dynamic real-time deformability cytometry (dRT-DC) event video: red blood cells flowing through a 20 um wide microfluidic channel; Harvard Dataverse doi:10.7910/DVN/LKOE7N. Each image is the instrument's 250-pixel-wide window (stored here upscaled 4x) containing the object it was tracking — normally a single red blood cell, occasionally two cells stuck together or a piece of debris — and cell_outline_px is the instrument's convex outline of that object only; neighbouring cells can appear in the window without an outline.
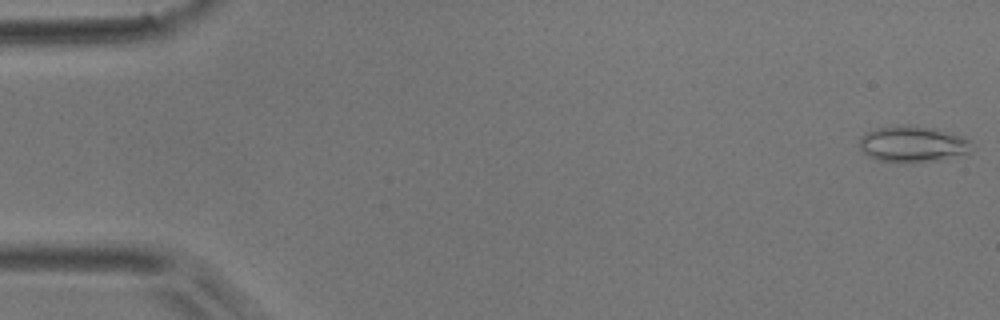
{"species": "common noctule bat (a hibernating species)", "species_latin": "Nyctalus noctula", "temperature_condition": "room temperature", "stored_images_in_passage": 54, "camera_frame_rate_fps": 3000, "um_per_image_px": 0.085, "animal": {"sex": "male", "body_mass_g": 17.9}, "frame": {"image": 1, "passage_image": 1, "time_ms": 0.0, "image_size_px": [1000, 320], "cell_outline_px": [[968, 152], [940, 160], [908, 164], [876, 160], [868, 156], [860, 148], [860, 136], [864, 132], [876, 128], [932, 128], [960, 136], [968, 140]], "centroid_in_image_um": [77.48, 12.31], "position_along_channel_um": 7.5, "area_um2": 22.77}}
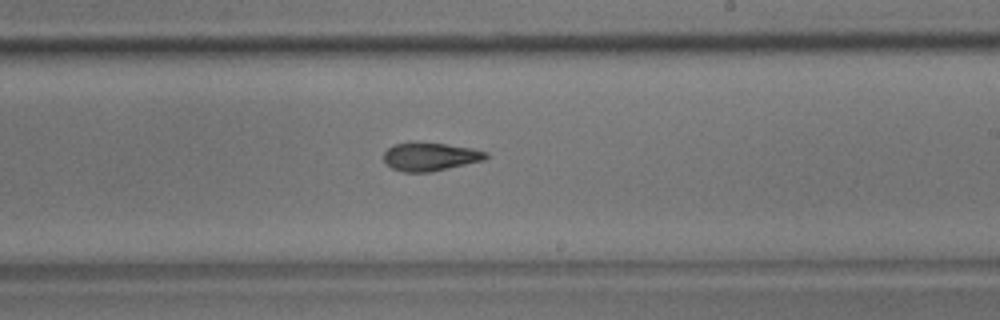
{"frame": {"image": 2, "passage_image": 32, "time_ms": 10.333, "image_size_px": [1000, 320], "cell_outline_px": [[488, 156], [484, 160], [432, 172], [404, 172], [392, 168], [384, 160], [384, 152], [392, 144], [408, 140], [416, 140], [472, 148], [488, 152]], "centroid_in_image_um": [36.53, 13.28], "position_along_channel_um": 252.5, "area_um2": 17.28}}
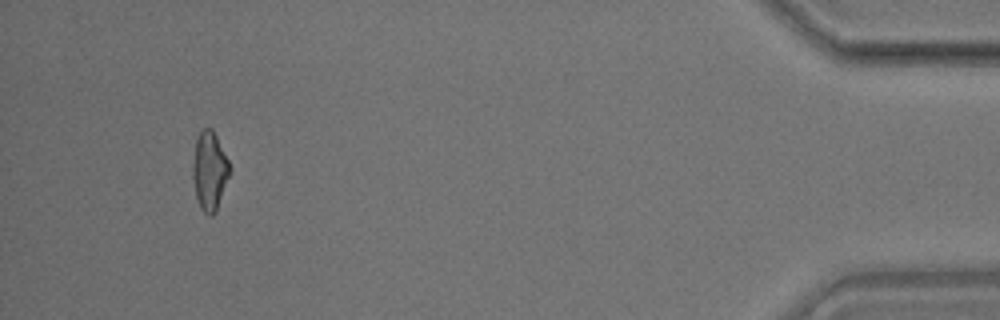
{"frame": {"image": 3, "passage_image": 51, "time_ms": 16.667, "image_size_px": [1000, 320], "cell_outline_px": [[232, 172], [216, 212], [212, 216], [208, 216], [200, 208], [196, 196], [192, 176], [192, 164], [196, 140], [200, 132], [204, 128], [212, 128], [232, 168]], "centroid_in_image_um": [17.83, 14.57], "position_along_channel_um": 417.4, "area_um2": 17.22}, "authors_computed_cell_mechanics": {"area_um2": 17.2822, "velocity_mm_per_s": 3.7072, "shape_relaxation_time_tau1_ms": 7.8098, "shape_relaxation_time_tau2_ms": 3.8844, "deformation_change_tau1": 0.1838, "deformation_change_tau2": 0.1111}}